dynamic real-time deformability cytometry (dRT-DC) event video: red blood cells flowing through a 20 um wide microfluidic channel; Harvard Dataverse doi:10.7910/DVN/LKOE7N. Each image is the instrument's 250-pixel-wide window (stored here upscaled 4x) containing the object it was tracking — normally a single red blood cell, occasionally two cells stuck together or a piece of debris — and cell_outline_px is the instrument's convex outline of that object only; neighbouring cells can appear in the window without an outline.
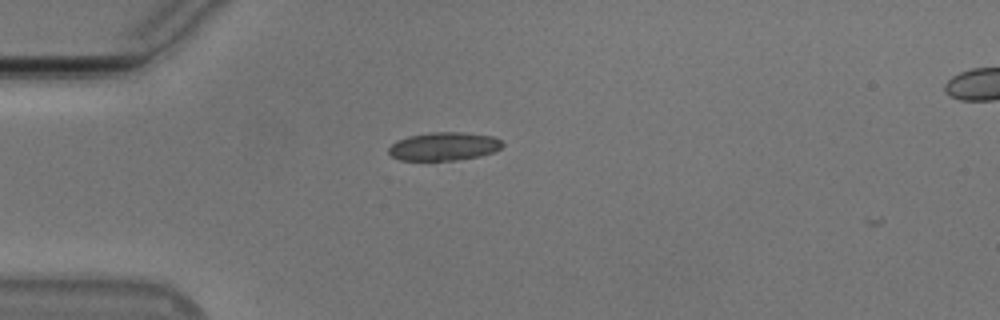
{"species": "Egyptian fruit bat (a non-hibernating species)", "species_latin": "Rousettus aegyptiacus", "temperature_condition": "cold", "stored_images_in_passage": 3, "camera_frame_rate_fps": 3000, "um_per_image_px": 0.085, "animal": {"sex": "male"}, "frame": {"image": 1, "passage_image": 2, "time_ms": 0.333, "image_size_px": [1000, 320], "cell_outline_px": [[504, 144], [500, 148], [492, 152], [480, 156], [456, 160], [400, 160], [392, 156], [388, 152], [388, 148], [396, 140], [408, 136], [432, 132], [460, 132], [492, 136], [500, 140]], "centroid_in_image_um": [37.71, 12.44], "position_along_channel_um": 47.3, "area_um2": 18.67}}